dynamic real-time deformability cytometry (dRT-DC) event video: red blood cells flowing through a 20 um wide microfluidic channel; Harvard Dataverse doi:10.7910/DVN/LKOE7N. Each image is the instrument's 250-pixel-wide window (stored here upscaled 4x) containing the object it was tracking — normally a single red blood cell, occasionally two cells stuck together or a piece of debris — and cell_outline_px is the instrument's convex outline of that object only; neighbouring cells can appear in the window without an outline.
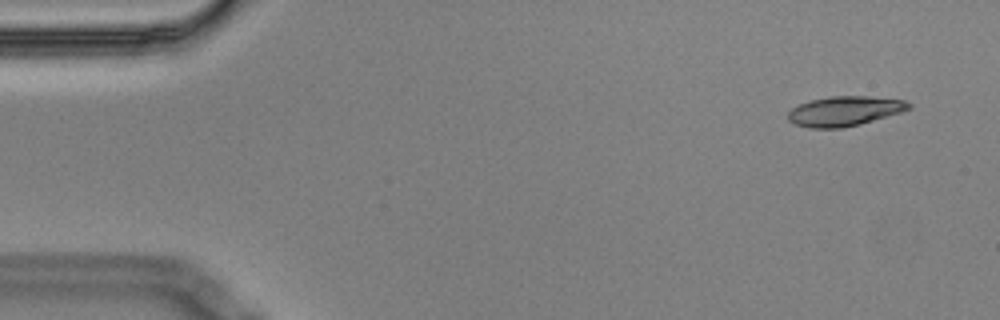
{"species": "Egyptian fruit bat (a non-hibernating species)", "species_latin": "Rousettus aegyptiacus", "temperature_condition": "cold", "stored_images_in_passage": 7, "camera_frame_rate_fps": 3000, "um_per_image_px": 0.085, "animal": {"sex": "male"}, "frame": {"image": 1, "passage_image": 2, "time_ms": 0.333, "image_size_px": [1000, 320], "cell_outline_px": [[912, 108], [900, 112], [860, 124], [840, 128], [808, 128], [796, 124], [788, 120], [788, 112], [792, 108], [800, 104], [812, 100], [832, 96], [868, 96], [904, 100], [912, 104]], "centroid_in_image_um": [71.79, 9.44], "position_along_channel_um": 13.2, "area_um2": 20.75}}
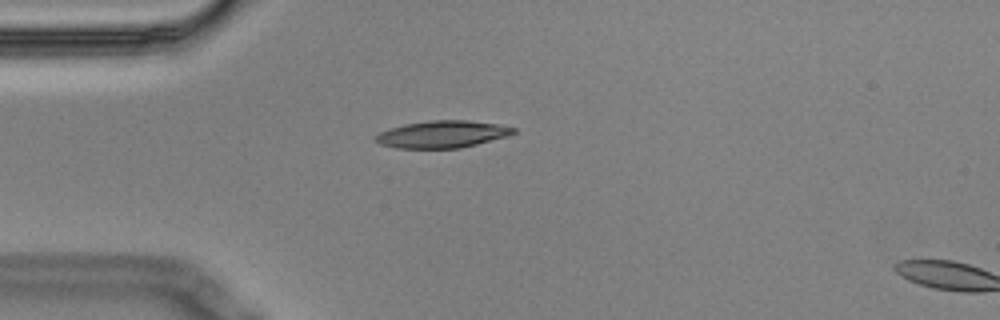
{"frame": {"image": 2, "passage_image": 5, "time_ms": 1.333, "image_size_px": [1000, 320], "cell_outline_px": [[516, 132], [508, 136], [460, 148], [396, 148], [380, 144], [376, 140], [376, 136], [380, 132], [388, 128], [404, 124], [432, 120], [468, 120], [496, 124], [516, 128]], "centroid_in_image_um": [37.59, 11.41], "position_along_channel_um": 47.4, "area_um2": 21.68}}
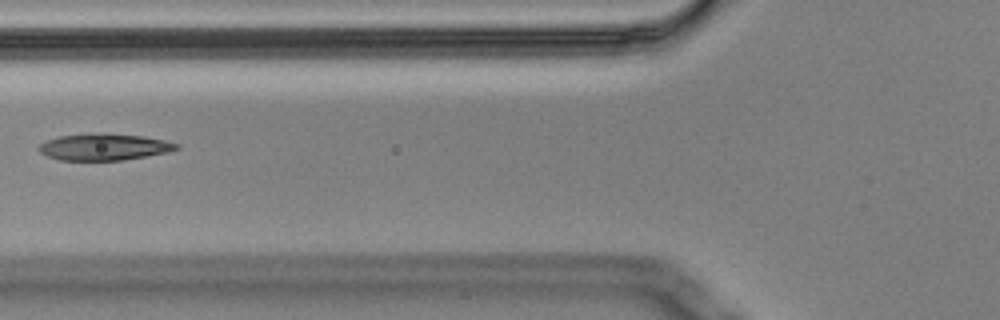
{"frame": {"image": 3, "passage_image": 7, "time_ms": 2.0, "image_size_px": [1000, 320], "cell_outline_px": [[180, 148], [168, 152], [124, 160], [60, 160], [48, 156], [40, 152], [36, 148], [40, 144], [48, 140], [60, 136], [140, 136], [164, 140], [180, 144]], "centroid_in_image_um": [8.88, 12.55], "position_along_channel_um": 116.9, "area_um2": 20.17}}